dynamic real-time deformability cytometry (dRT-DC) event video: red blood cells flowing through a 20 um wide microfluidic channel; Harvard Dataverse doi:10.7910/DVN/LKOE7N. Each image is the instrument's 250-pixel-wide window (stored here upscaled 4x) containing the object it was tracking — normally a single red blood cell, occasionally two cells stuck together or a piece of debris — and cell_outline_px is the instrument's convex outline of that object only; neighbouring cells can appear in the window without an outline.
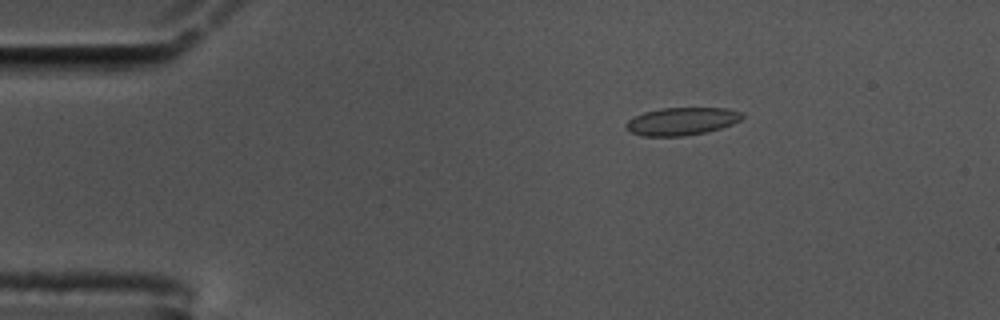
{"species": "common noctule bat (a hibernating species)", "species_latin": "Nyctalus noctula", "temperature_condition": "cold", "stored_images_in_passage": 53, "camera_frame_rate_fps": 3000, "um_per_image_px": 0.085, "animal": {"sex": "male", "body_mass_g": 17.5, "forearm_length_mm": 52.3}, "frame": {"image": 1, "passage_image": 5, "time_ms": 1.333, "image_size_px": [1000, 320], "cell_outline_px": [[744, 116], [740, 120], [732, 124], [708, 132], [684, 136], [644, 136], [632, 132], [624, 124], [628, 120], [644, 112], [660, 108], [728, 108], [744, 112]], "centroid_in_image_um": [58.0, 10.3], "position_along_channel_um": 27.0, "area_um2": 18.79}}
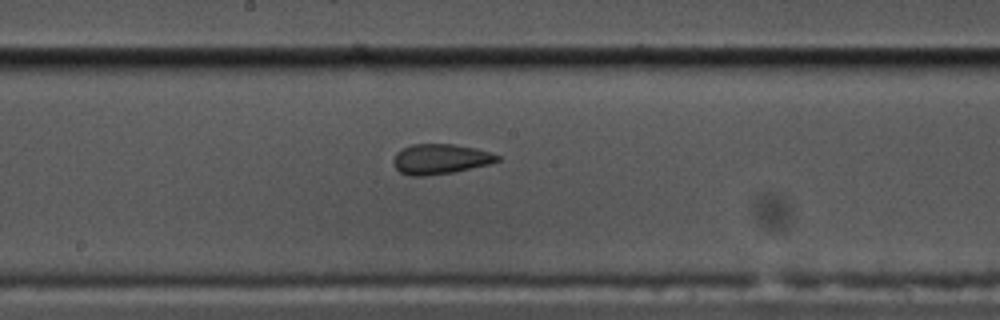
{"frame": {"image": 2, "passage_image": 26, "time_ms": 8.333, "image_size_px": [1000, 320], "cell_outline_px": [[500, 160], [488, 164], [456, 172], [424, 176], [412, 176], [400, 172], [392, 164], [392, 160], [396, 152], [412, 144], [452, 144], [476, 148], [492, 152], [500, 156]], "centroid_in_image_um": [37.42, 13.52], "position_along_channel_um": 210.8, "area_um2": 18.38}}
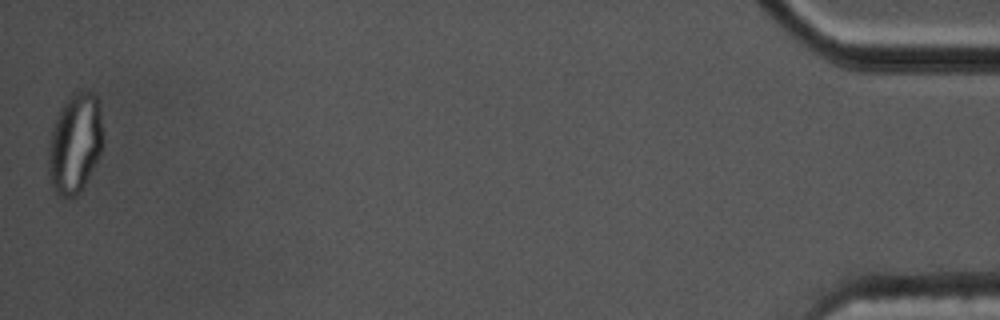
{"frame": {"image": 3, "passage_image": 53, "time_ms": 17.333, "image_size_px": [1000, 320], "cell_outline_px": [[104, 140], [100, 152], [80, 192], [76, 196], [56, 196], [52, 188], [48, 172], [48, 144], [52, 128], [60, 108], [68, 96], [72, 92], [92, 92], [96, 96]], "centroid_in_image_um": [6.33, 12.2], "position_along_channel_um": 428.9, "area_um2": 31.56}, "authors_computed_cell_mechanics": {"area_um2": 18.785, "velocity_mm_per_s": 3.4632, "shape_relaxation_time_tau1_ms": null, "shape_relaxation_time_tau2_ms": 1.4044, "deformation_change_tau1": null, "deformation_change_tau2": 0.0787}}